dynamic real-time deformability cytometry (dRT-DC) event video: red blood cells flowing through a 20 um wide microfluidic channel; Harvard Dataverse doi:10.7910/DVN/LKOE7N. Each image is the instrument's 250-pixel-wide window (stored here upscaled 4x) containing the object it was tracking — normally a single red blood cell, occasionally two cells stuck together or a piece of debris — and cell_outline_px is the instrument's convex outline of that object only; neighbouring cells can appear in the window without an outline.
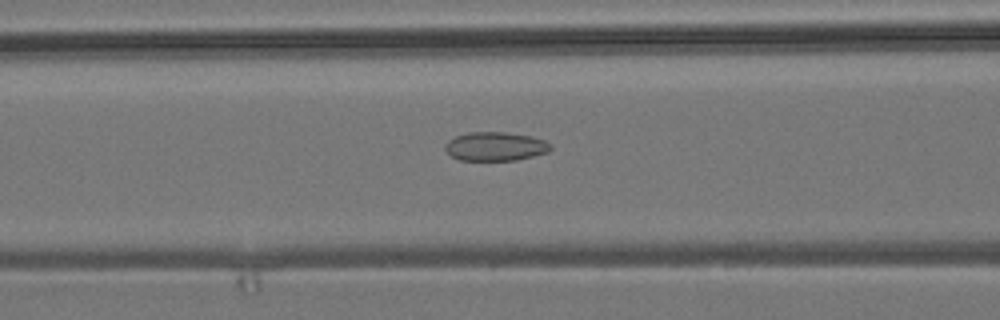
{"species": "common noctule bat (a hibernating species)", "species_latin": "Nyctalus noctula", "temperature_condition": "room temperature", "stored_images_in_passage": 31, "camera_frame_rate_fps": 3000, "um_per_image_px": 0.085, "animal": {"sex": "male", "body_mass_g": 19.2, "forearm_length_mm": 51.8}, "frame": {"image": 1, "passage_image": 9, "time_ms": 2.667, "image_size_px": [1000, 320], "cell_outline_px": [[552, 148], [548, 152], [516, 160], [460, 160], [452, 156], [444, 148], [444, 144], [448, 140], [456, 136], [468, 132], [504, 132], [532, 136], [544, 140], [552, 144]], "centroid_in_image_um": [42.11, 12.44], "position_along_channel_um": 124.5, "area_um2": 17.74}}
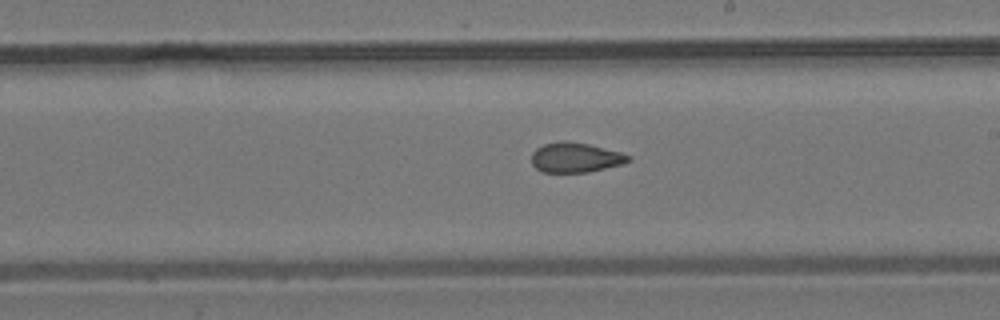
{"frame": {"image": 2, "passage_image": 18, "time_ms": 5.667, "image_size_px": [1000, 320], "cell_outline_px": [[632, 160], [624, 164], [588, 172], [540, 172], [532, 164], [532, 152], [536, 148], [544, 144], [560, 140], [564, 140], [588, 144], [620, 152], [632, 156]], "centroid_in_image_um": [48.92, 13.39], "position_along_channel_um": 240.1, "area_um2": 16.99}}
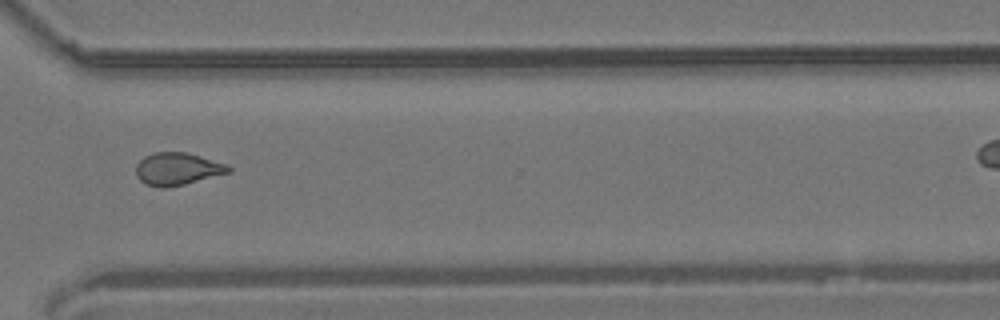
{"frame": {"image": 3, "passage_image": 27, "time_ms": 8.667, "image_size_px": [1000, 320], "cell_outline_px": [[232, 172], [184, 184], [164, 188], [160, 188], [144, 184], [136, 176], [136, 164], [144, 156], [152, 152], [184, 152], [200, 156], [228, 164], [232, 168]], "centroid_in_image_um": [15.07, 14.36], "position_along_channel_um": 355.5, "area_um2": 17.69}}